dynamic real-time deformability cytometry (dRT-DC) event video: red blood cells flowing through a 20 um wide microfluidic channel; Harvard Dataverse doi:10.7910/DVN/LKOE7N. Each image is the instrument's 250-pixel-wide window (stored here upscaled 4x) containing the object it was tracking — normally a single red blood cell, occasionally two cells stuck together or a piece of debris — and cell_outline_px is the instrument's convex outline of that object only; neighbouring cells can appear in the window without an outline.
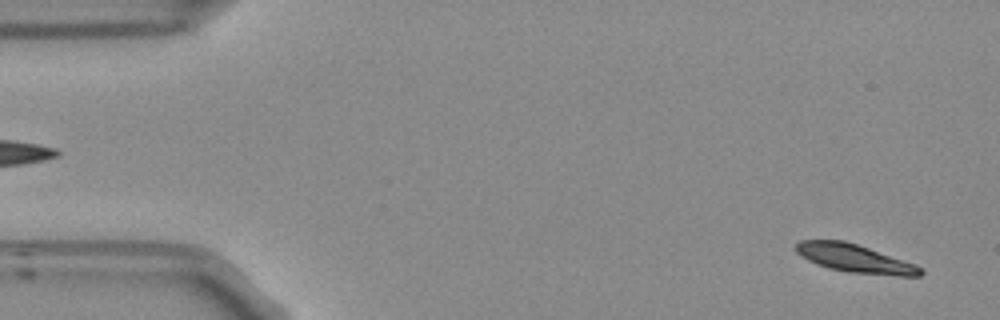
{"species": "Egyptian fruit bat (a non-hibernating species)", "species_latin": "Rousettus aegyptiacus", "temperature_condition": "room temperature", "stored_images_in_passage": 54, "segment_of_instrument_passage": [1, 2], "camera_frame_rate_fps": 3000, "um_per_image_px": 0.085, "frame": {"image": 1, "passage_image": 2, "time_ms": 0.333, "image_size_px": [1000, 320], "cell_outline_px": [[924, 272], [920, 276], [900, 276], [848, 272], [828, 268], [816, 264], [800, 256], [796, 252], [796, 244], [800, 240], [844, 240], [916, 264]], "centroid_in_image_um": [72.64, 21.97], "position_along_channel_um": 12.4, "area_um2": 20.35}}
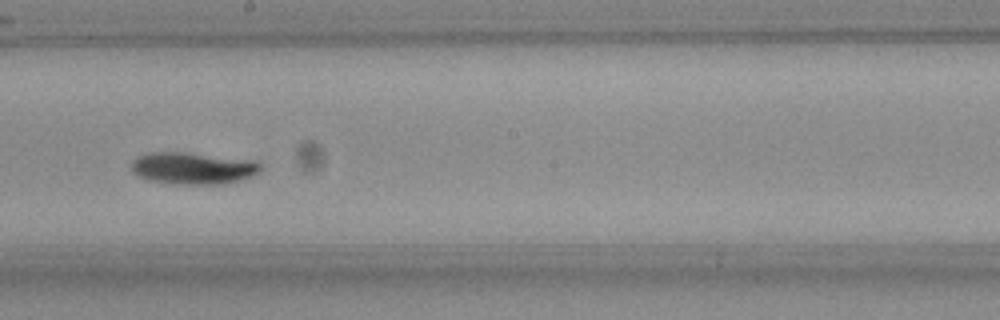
{"frame": {"image": 2, "passage_image": 29, "time_ms": 9.333, "image_size_px": [1000, 320], "cell_outline_px": [[260, 168], [252, 176], [224, 184], [176, 184], [148, 180], [136, 176], [132, 168], [132, 160], [148, 152], [180, 152], [260, 164]], "centroid_in_image_um": [16.23, 14.33], "position_along_channel_um": 232.0, "area_um2": 22.89}}
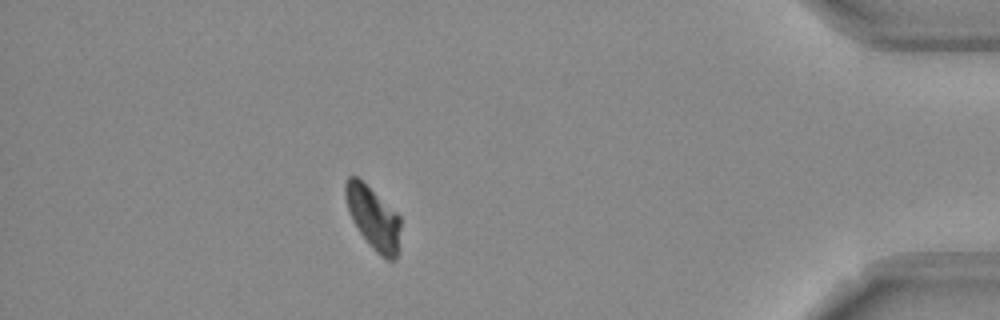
{"frame": {"image": 3, "passage_image": 47, "time_ms": 15.333, "image_size_px": [1000, 320], "cell_outline_px": [[400, 248], [396, 260], [384, 260], [372, 248], [360, 232], [352, 220], [344, 196], [344, 184], [348, 176], [356, 176], [396, 212], [400, 216]], "centroid_in_image_um": [31.74, 18.57], "position_along_channel_um": 403.5, "area_um2": 20.17}}